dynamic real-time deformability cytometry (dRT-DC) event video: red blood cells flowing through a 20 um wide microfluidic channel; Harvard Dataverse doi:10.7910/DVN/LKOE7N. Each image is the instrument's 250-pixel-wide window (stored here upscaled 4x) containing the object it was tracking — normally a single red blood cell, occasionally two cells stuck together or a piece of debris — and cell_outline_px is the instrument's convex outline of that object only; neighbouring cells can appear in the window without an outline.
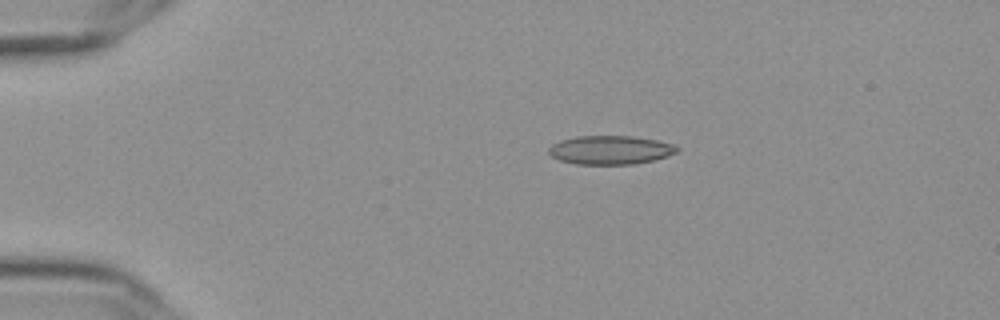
{"species": "Egyptian fruit bat (a non-hibernating species)", "species_latin": "Rousettus aegyptiacus", "temperature_condition": "cold", "stored_images_in_passage": 56, "camera_frame_rate_fps": 3000, "um_per_image_px": 0.085, "frame": {"image": 1, "passage_image": 12, "time_ms": 3.667, "image_size_px": [1000, 320], "cell_outline_px": [[680, 148], [676, 152], [668, 156], [636, 164], [576, 164], [560, 160], [552, 156], [548, 152], [548, 148], [552, 144], [560, 140], [576, 136], [632, 136], [656, 140], [672, 144]], "centroid_in_image_um": [51.86, 12.74], "position_along_channel_um": 33.1, "area_um2": 21.44}}
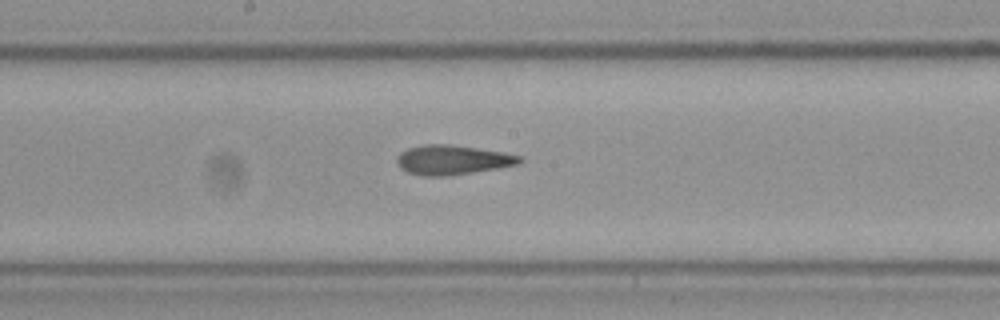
{"frame": {"image": 2, "passage_image": 31, "time_ms": 10.0, "image_size_px": [1000, 320], "cell_outline_px": [[524, 160], [520, 164], [448, 176], [424, 176], [408, 172], [400, 168], [396, 160], [400, 152], [408, 148], [424, 144], [448, 144], [504, 152], [520, 156]], "centroid_in_image_um": [38.45, 13.59], "position_along_channel_um": 209.7, "area_um2": 21.04}}
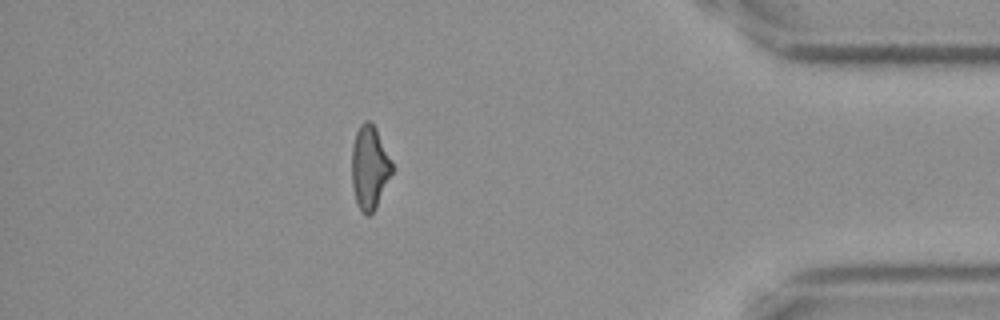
{"frame": {"image": 3, "passage_image": 50, "time_ms": 16.333, "image_size_px": [1000, 320], "cell_outline_px": [[396, 168], [376, 208], [368, 216], [364, 216], [356, 204], [352, 184], [352, 144], [356, 132], [360, 124], [364, 120], [368, 120], [376, 128]], "centroid_in_image_um": [31.44, 14.26], "position_along_channel_um": 403.8, "area_um2": 20.17}, "authors_computed_cell_mechanics": {"area_um2": 21.097, "velocity_mm_per_s": 3.6414, "shape_relaxation_time_tau1_ms": null, "shape_relaxation_time_tau2_ms": 4.3273, "deformation_change_tau1": null, "deformation_change_tau2": 0.1106}}